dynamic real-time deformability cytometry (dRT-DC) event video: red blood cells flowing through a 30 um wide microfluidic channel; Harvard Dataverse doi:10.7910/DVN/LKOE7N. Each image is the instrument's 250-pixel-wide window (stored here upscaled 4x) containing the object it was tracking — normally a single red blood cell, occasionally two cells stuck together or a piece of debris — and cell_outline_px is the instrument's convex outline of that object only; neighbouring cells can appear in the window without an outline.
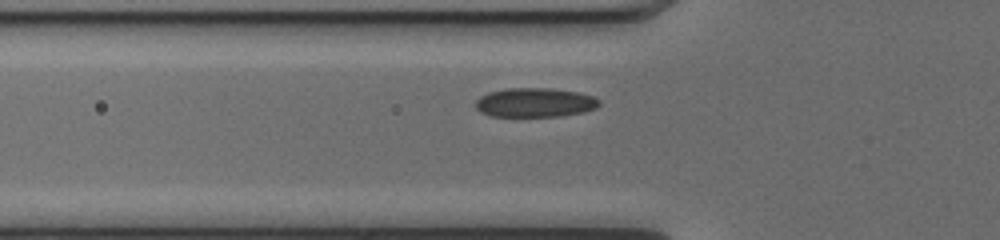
{"species": "common noctule bat (a hibernating species)", "species_latin": "Nyctalus noctula", "temperature_condition": "cold", "stored_images_in_passage": 34, "camera_frame_rate_fps": 3000, "um_per_image_px": 0.085, "animal": {"sex": "female", "body_mass_g": 17.0, "forearm_length_mm": 48.0}, "frame": {"image": 1, "passage_image": 5, "time_ms": 1.333, "image_size_px": [1000, 240], "cell_outline_px": [[600, 104], [596, 108], [584, 112], [560, 116], [492, 116], [480, 112], [476, 108], [476, 100], [480, 96], [488, 92], [508, 88], [548, 88], [580, 92], [592, 96], [600, 100]], "centroid_in_image_um": [45.48, 8.71], "position_along_channel_um": 80.3, "area_um2": 21.1}}
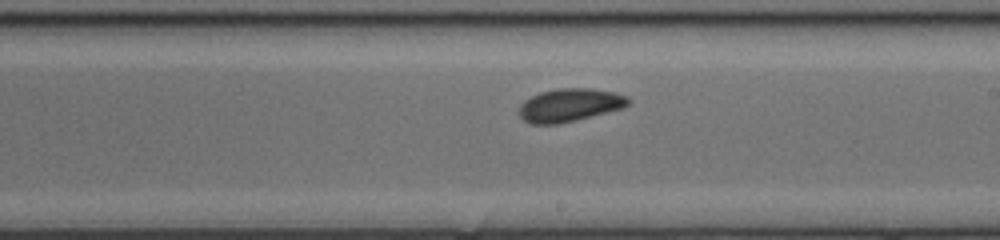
{"frame": {"image": 2, "passage_image": 17, "time_ms": 5.333, "image_size_px": [1000, 240], "cell_outline_px": [[628, 104], [624, 108], [576, 120], [556, 124], [532, 124], [524, 120], [520, 116], [520, 104], [524, 100], [540, 92], [560, 88], [592, 88], [612, 92], [628, 96]], "centroid_in_image_um": [48.42, 8.93], "position_along_channel_um": 240.6, "area_um2": 20.92}}
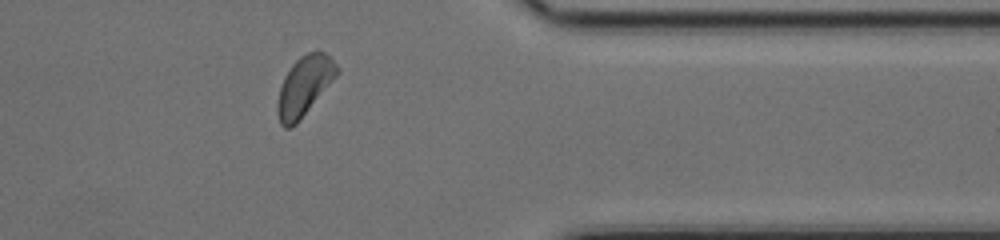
{"frame": {"image": 3, "passage_image": 29, "time_ms": 9.333, "image_size_px": [1000, 240], "cell_outline_px": [[340, 72], [296, 124], [292, 128], [284, 128], [280, 124], [276, 108], [276, 104], [280, 88], [284, 76], [292, 64], [300, 56], [316, 48], [320, 48], [340, 68]], "centroid_in_image_um": [25.87, 7.28], "position_along_channel_um": 385.5, "area_um2": 20.75}}